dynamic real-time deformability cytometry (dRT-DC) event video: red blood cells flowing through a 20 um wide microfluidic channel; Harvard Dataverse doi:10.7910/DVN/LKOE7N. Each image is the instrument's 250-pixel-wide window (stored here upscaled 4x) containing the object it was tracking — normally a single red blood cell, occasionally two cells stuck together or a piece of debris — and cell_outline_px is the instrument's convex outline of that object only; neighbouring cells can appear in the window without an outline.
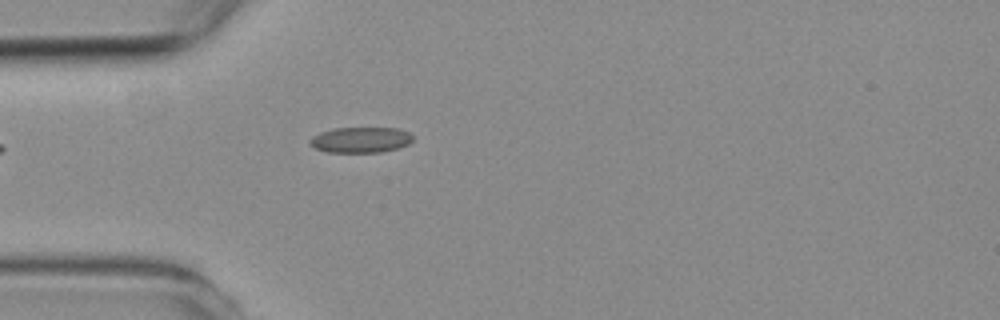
{"species": "common noctule bat (a hibernating species)", "species_latin": "Nyctalus noctula", "temperature_condition": "room temperature", "stored_images_in_passage": 1, "camera_frame_rate_fps": 3000, "um_per_image_px": 0.085, "animal": {"sex": "female", "body_mass_g": 19.3, "forearm_length_mm": 54.1}, "frame": {"image": 1, "passage_image": 1, "time_ms": 0.0, "image_size_px": [1000, 320], "cell_outline_px": [[412, 140], [408, 144], [400, 148], [380, 152], [328, 152], [316, 148], [308, 144], [308, 140], [312, 136], [320, 132], [336, 128], [396, 128], [408, 132], [412, 136]], "centroid_in_image_um": [30.63, 11.89], "position_along_channel_um": 54.4, "area_um2": 15.37}}